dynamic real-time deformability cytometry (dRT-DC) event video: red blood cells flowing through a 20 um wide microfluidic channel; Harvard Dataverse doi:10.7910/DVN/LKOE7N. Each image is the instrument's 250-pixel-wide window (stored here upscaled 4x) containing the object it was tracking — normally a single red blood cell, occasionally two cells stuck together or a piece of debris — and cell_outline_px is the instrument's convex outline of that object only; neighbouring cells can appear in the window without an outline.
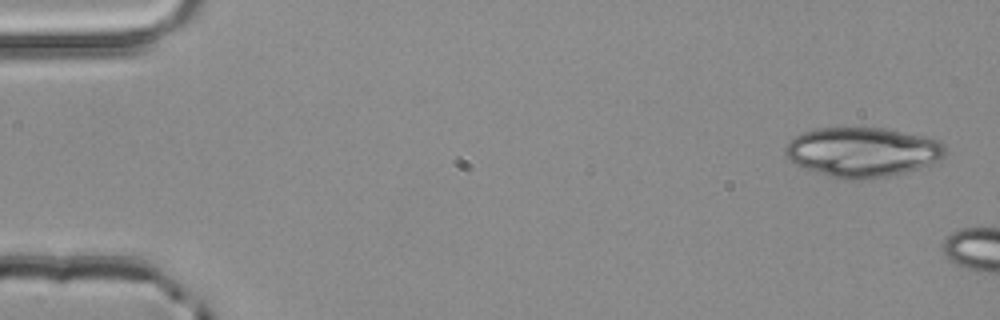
{"species": "common noctule bat (a hibernating species)", "species_latin": "Nyctalus noctula", "temperature_condition": "room temperature", "stored_images_in_passage": 2, "camera_frame_rate_fps": 3000, "um_per_image_px": 0.085, "animal": {"sex": "male", "body_mass_g": 20.4}, "frame": {"image": 1, "passage_image": 1, "time_ms": 0.0, "image_size_px": [1000, 320], "cell_outline_px": [[948, 148], [944, 156], [928, 164], [908, 172], [888, 176], [856, 180], [852, 180], [832, 176], [804, 168], [796, 164], [784, 152], [784, 148], [792, 136], [816, 128], [888, 128], [924, 136], [940, 140]], "centroid_in_image_um": [73.33, 12.9], "position_along_channel_um": 11.7, "area_um2": 46.18}}